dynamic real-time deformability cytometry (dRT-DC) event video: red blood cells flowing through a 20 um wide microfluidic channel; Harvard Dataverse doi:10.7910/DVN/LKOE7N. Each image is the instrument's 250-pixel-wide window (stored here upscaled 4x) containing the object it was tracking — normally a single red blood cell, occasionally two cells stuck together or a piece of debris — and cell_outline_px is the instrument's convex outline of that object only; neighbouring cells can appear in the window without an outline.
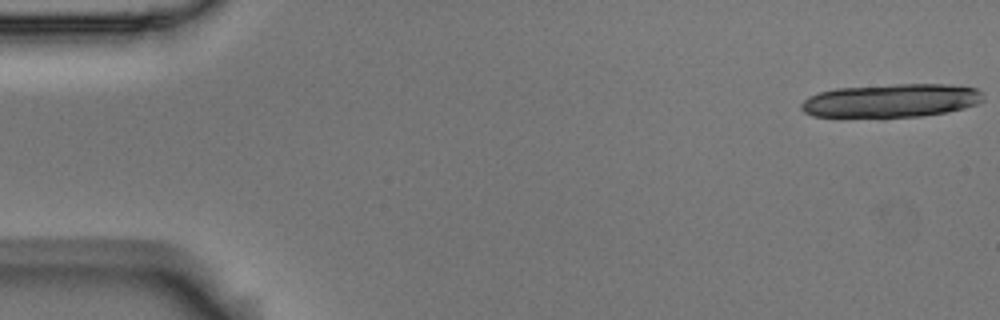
{"species": "Egyptian fruit bat (a non-hibernating species)", "species_latin": "Rousettus aegyptiacus", "temperature_condition": "room temperature", "stored_images_in_passage": 18, "camera_frame_rate_fps": 3000, "um_per_image_px": 0.085, "animal": {"sex": "male"}, "frame": {"image": 1, "passage_image": 1, "time_ms": 0.0, "image_size_px": [1000, 320], "cell_outline_px": [[984, 100], [976, 104], [964, 108], [944, 112], [920, 116], [884, 120], [812, 116], [804, 112], [800, 108], [800, 104], [808, 96], [820, 92], [836, 88], [896, 84], [944, 84], [976, 88], [980, 92]], "centroid_in_image_um": [75.66, 8.6], "position_along_channel_um": 9.3, "area_um2": 36.59}}